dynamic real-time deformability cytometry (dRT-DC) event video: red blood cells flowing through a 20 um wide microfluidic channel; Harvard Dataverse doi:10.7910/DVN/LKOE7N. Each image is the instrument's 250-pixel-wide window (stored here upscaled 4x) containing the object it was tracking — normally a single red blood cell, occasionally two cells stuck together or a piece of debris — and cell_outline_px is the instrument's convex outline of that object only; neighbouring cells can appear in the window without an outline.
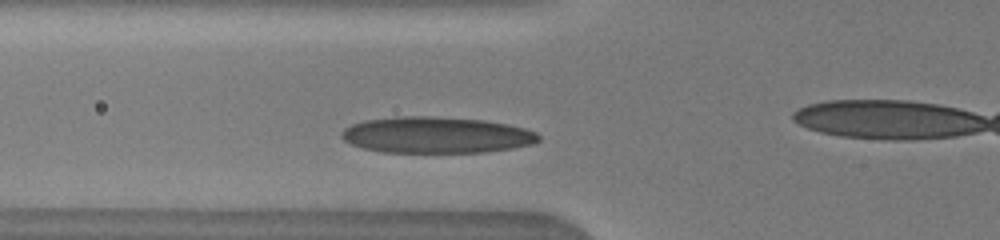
{"species": "human", "species_latin": "Homo sapiens", "temperature_condition": "warm", "stored_images_in_passage": 20, "camera_frame_rate_fps": 3000, "um_per_image_px": 0.085, "donor": {"sex": "male"}, "frame": {"image": 1, "passage_image": 4, "time_ms": 2.0, "image_size_px": [1000, 240], "cell_outline_px": [[540, 140], [532, 144], [512, 148], [484, 152], [380, 152], [364, 148], [352, 144], [344, 140], [340, 136], [340, 132], [344, 128], [352, 124], [364, 120], [396, 116], [432, 116], [484, 120], [508, 124], [524, 128], [536, 132], [540, 136]], "centroid_in_image_um": [37.07, 11.47], "position_along_channel_um": 88.7, "area_um2": 41.79}}
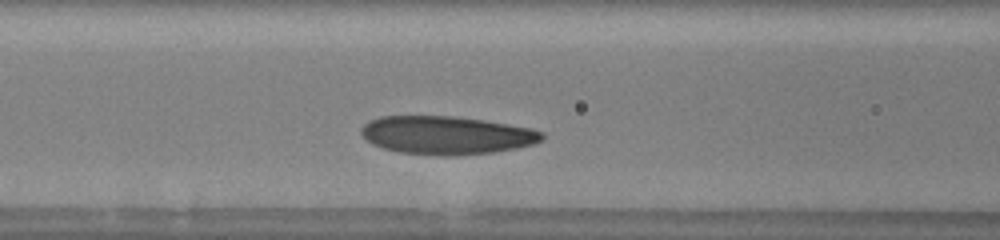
{"frame": {"image": 2, "passage_image": 6, "time_ms": 3.0, "image_size_px": [1000, 240], "cell_outline_px": [[544, 140], [536, 144], [516, 148], [492, 152], [456, 156], [448, 156], [400, 152], [384, 148], [372, 144], [360, 132], [360, 128], [368, 120], [380, 116], [452, 116], [484, 120], [508, 124], [528, 128], [544, 132]], "centroid_in_image_um": [37.96, 11.49], "position_along_channel_um": 128.6, "area_um2": 40.34}}